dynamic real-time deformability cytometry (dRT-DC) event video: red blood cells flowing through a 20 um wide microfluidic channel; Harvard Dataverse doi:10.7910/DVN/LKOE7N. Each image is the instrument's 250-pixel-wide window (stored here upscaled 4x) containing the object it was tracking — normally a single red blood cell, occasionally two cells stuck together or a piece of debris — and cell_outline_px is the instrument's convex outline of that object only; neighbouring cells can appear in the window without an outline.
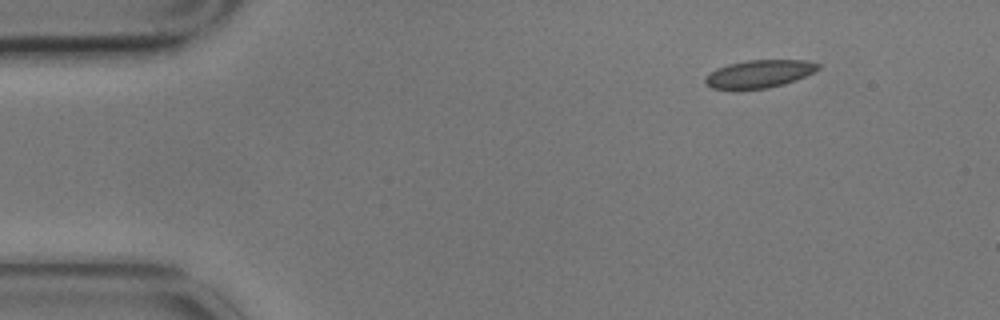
{"species": "common noctule bat (a hibernating species)", "species_latin": "Nyctalus noctula", "temperature_condition": "cold", "stored_images_in_passage": 3, "camera_frame_rate_fps": 3000, "um_per_image_px": 0.085, "animal": {"sex": "male", "body_mass_g": 17.9}, "frame": {"image": 1, "passage_image": 1, "time_ms": 0.0, "image_size_px": [1000, 320], "cell_outline_px": [[820, 68], [796, 80], [784, 84], [768, 88], [736, 92], [712, 88], [704, 84], [704, 80], [716, 68], [728, 64], [748, 60], [808, 60], [820, 64]], "centroid_in_image_um": [64.48, 6.32], "position_along_channel_um": 20.5, "area_um2": 18.79}}